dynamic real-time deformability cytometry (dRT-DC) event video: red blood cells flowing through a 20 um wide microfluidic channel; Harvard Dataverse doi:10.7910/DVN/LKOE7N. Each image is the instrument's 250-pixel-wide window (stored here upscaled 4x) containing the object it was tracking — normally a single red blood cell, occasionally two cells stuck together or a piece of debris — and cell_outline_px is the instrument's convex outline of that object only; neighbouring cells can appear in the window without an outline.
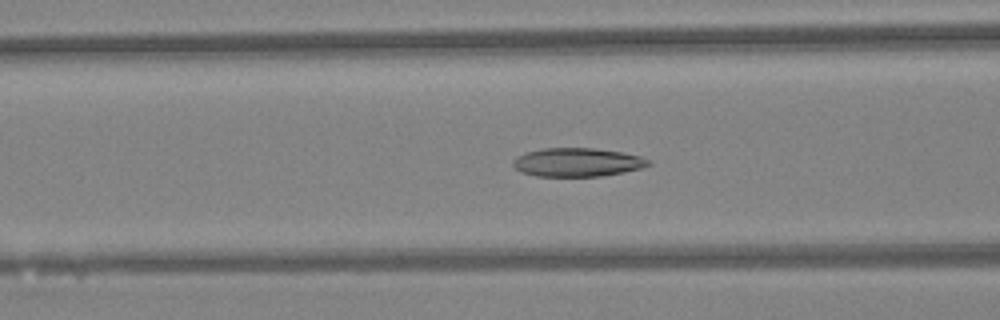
{"species": "Egyptian fruit bat (a non-hibernating species)", "species_latin": "Rousettus aegyptiacus", "temperature_condition": "warm", "stored_images_in_passage": 47, "camera_frame_rate_fps": 3000, "um_per_image_px": 0.085, "animal": {"sex": "female"}, "frame": {"image": 1, "passage_image": 19, "time_ms": 6.0, "image_size_px": [1000, 320], "cell_outline_px": [[652, 164], [640, 168], [624, 172], [600, 176], [536, 176], [520, 172], [512, 164], [512, 160], [516, 156], [524, 152], [544, 148], [596, 148], [620, 152], [640, 156], [652, 160]], "centroid_in_image_um": [49.05, 13.79], "position_along_channel_um": 117.5, "area_um2": 22.72}}
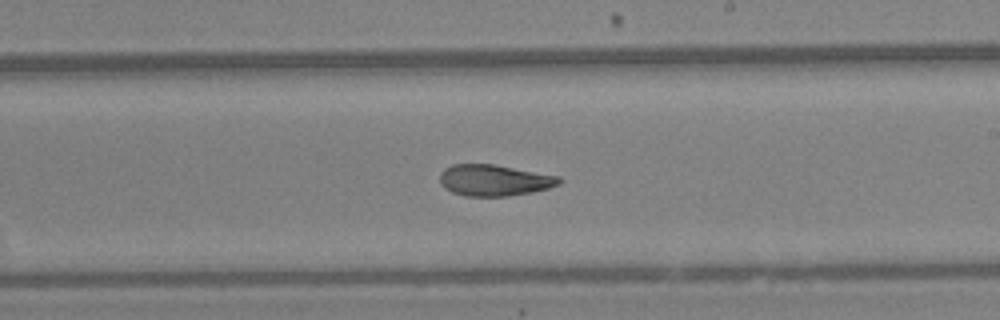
{"frame": {"image": 2, "passage_image": 28, "time_ms": 9.0, "image_size_px": [1000, 320], "cell_outline_px": [[564, 180], [560, 184], [548, 188], [532, 192], [508, 196], [464, 196], [452, 192], [444, 188], [440, 184], [440, 172], [444, 168], [452, 164], [492, 164], [560, 176]], "centroid_in_image_um": [42.0, 15.32], "position_along_channel_um": 247.0, "area_um2": 21.91}}
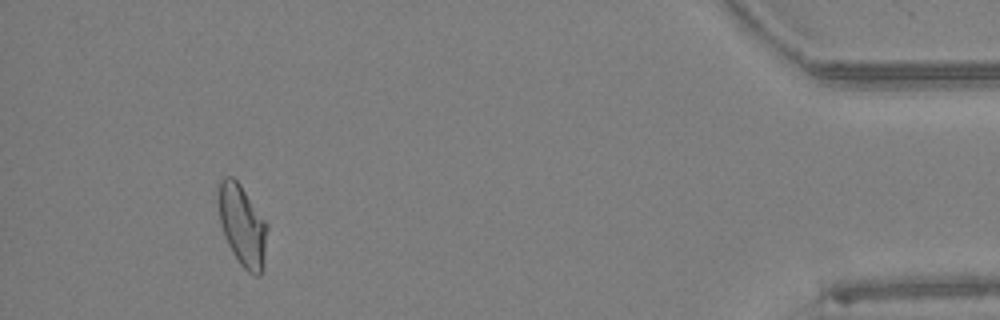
{"frame": {"image": 3, "passage_image": 44, "time_ms": 14.333, "image_size_px": [1000, 320], "cell_outline_px": [[268, 228], [264, 268], [260, 276], [256, 276], [248, 272], [240, 264], [232, 252], [224, 236], [220, 224], [216, 200], [220, 180], [224, 176], [232, 176], [240, 184], [268, 224]], "centroid_in_image_um": [20.59, 19.17], "position_along_channel_um": 414.6, "area_um2": 23.64}, "authors_computed_cell_mechanics": {"area_um2": 22.9466, "velocity_mm_per_s": 4.3486, "shape_relaxation_time_tau1_ms": null, "shape_relaxation_time_tau2_ms": 2.1978, "deformation_change_tau1": null, "deformation_change_tau2": 0.0946}}